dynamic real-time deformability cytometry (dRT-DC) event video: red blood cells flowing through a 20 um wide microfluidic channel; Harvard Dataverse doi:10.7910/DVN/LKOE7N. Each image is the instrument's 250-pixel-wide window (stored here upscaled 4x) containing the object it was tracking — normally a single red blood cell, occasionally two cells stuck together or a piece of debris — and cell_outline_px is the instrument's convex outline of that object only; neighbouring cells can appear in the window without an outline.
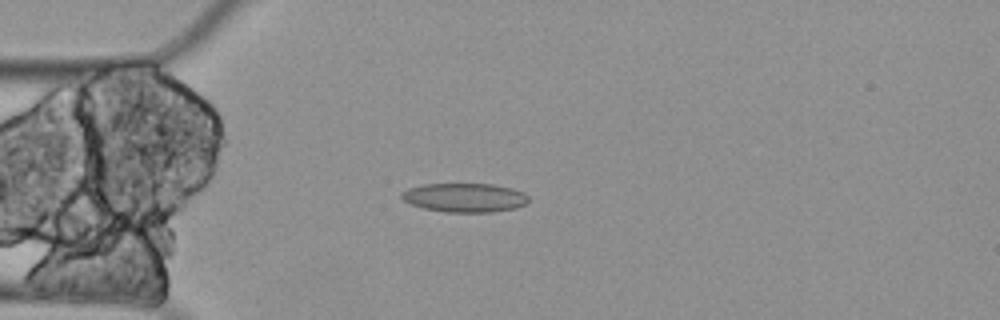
{"species": "Egyptian fruit bat (a non-hibernating species)", "species_latin": "Rousettus aegyptiacus", "temperature_condition": "cold", "stored_images_in_passage": 4, "camera_frame_rate_fps": 3000, "um_per_image_px": 0.085, "animal": {"sex": "female"}, "frame": {"image": 1, "passage_image": 3, "time_ms": 0.667, "image_size_px": [1000, 320], "cell_outline_px": [[528, 200], [524, 204], [516, 208], [492, 212], [444, 212], [424, 208], [412, 204], [404, 200], [400, 196], [400, 192], [408, 188], [424, 184], [492, 184], [512, 188], [524, 192], [528, 196]], "centroid_in_image_um": [39.49, 16.79], "position_along_channel_um": 45.5, "area_um2": 21.44}}